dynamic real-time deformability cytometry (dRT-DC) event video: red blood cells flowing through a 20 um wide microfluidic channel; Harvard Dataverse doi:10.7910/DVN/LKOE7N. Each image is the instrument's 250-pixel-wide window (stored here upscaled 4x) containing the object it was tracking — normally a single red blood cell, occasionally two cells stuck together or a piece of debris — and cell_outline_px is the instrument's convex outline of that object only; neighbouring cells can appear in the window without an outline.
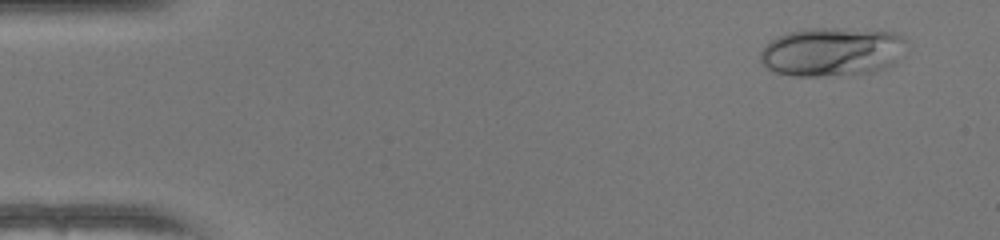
{"species": "human", "species_latin": "Homo sapiens", "temperature_condition": "warm", "stored_images_in_passage": 50, "camera_frame_rate_fps": 3000, "um_per_image_px": 0.085, "donor": {"sex": "female"}, "frame": {"image": 1, "passage_image": 4, "time_ms": 1.0, "image_size_px": [1000, 240], "cell_outline_px": [[908, 40], [896, 60], [892, 64], [884, 68], [872, 72], [820, 76], [796, 76], [776, 72], [768, 68], [760, 60], [760, 52], [772, 40], [788, 32], [808, 28], [836, 28], [892, 32], [904, 36]], "centroid_in_image_um": [70.72, 4.39], "position_along_channel_um": 14.3, "area_um2": 41.1}}
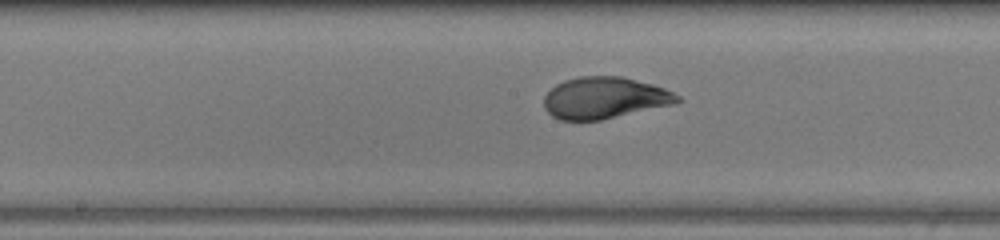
{"frame": {"image": 2, "passage_image": 26, "time_ms": 8.333, "image_size_px": [1000, 240], "cell_outline_px": [[680, 100], [676, 104], [600, 120], [560, 120], [552, 116], [544, 108], [544, 96], [556, 84], [564, 80], [580, 76], [624, 76], [652, 84], [664, 88], [680, 96]], "centroid_in_image_um": [51.39, 8.32], "position_along_channel_um": 196.8, "area_um2": 32.43}}
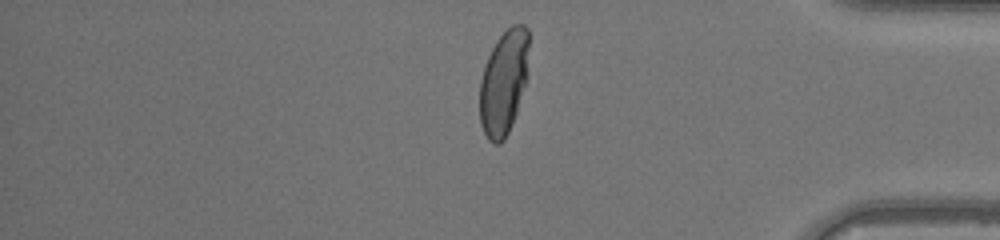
{"frame": {"image": 3, "passage_image": 42, "time_ms": 13.667, "image_size_px": [1000, 240], "cell_outline_px": [[528, 76], [512, 124], [504, 140], [500, 144], [492, 144], [488, 140], [480, 124], [480, 80], [488, 56], [496, 40], [512, 24], [524, 24], [528, 28]], "centroid_in_image_um": [42.82, 7.01], "position_along_channel_um": 392.4, "area_um2": 30.11}, "authors_computed_cell_mechanics": {"area_um2": 32.6859, "velocity_mm_per_s": 4.1501, "shape_relaxation_time_tau1_ms": 5.1823, "shape_relaxation_time_tau2_ms": null, "deformation_change_tau1": 0.2449, "deformation_change_tau2": null}}